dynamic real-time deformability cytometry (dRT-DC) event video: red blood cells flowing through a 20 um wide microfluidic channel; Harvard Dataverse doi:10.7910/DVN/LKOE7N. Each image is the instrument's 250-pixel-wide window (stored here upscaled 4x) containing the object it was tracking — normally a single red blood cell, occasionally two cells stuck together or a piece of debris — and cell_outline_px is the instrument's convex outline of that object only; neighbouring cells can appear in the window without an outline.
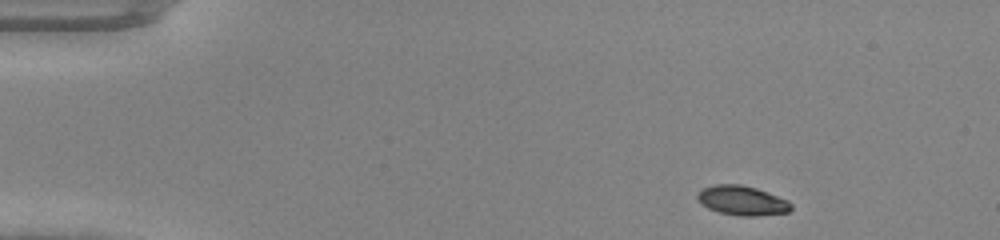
{"species": "common noctule bat (a hibernating species)", "species_latin": "Nyctalus noctula", "temperature_condition": "warm", "stored_images_in_passage": 43, "camera_frame_rate_fps": 3000, "um_per_image_px": 0.085, "animal": {"sex": "male", "body_mass_g": 20.0, "forearm_length_mm": 53.3}, "frame": {"image": 1, "passage_image": 1, "time_ms": 0.0, "image_size_px": [1000, 240], "cell_outline_px": [[792, 208], [788, 212], [756, 216], [740, 216], [720, 212], [708, 208], [700, 204], [696, 200], [696, 192], [700, 188], [716, 184], [740, 184], [756, 188], [768, 192], [788, 200], [792, 204]], "centroid_in_image_um": [63.03, 17.03], "position_along_channel_um": 22.0, "area_um2": 16.36}}
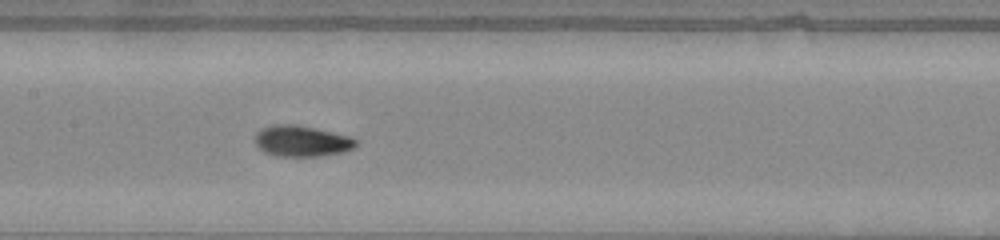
{"frame": {"image": 2, "passage_image": 19, "time_ms": 6.0, "image_size_px": [1000, 240], "cell_outline_px": [[356, 144], [352, 148], [344, 152], [324, 156], [276, 156], [264, 152], [256, 144], [256, 132], [260, 128], [272, 124], [296, 124], [332, 132], [348, 136], [356, 140]], "centroid_in_image_um": [25.61, 11.99], "position_along_channel_um": 181.8, "area_um2": 18.21}}
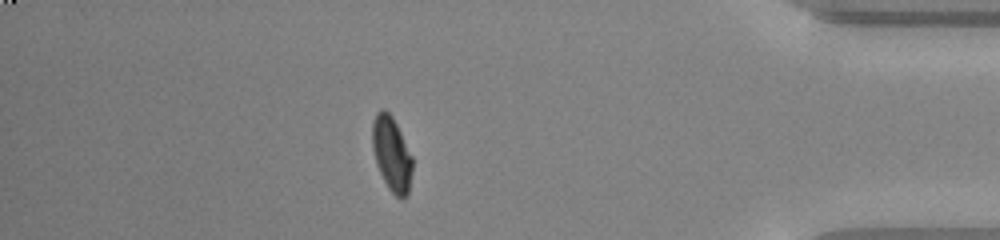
{"frame": {"image": 3, "passage_image": 37, "time_ms": 12.0, "image_size_px": [1000, 240], "cell_outline_px": [[412, 172], [408, 196], [400, 200], [388, 188], [376, 164], [372, 148], [372, 120], [376, 112], [380, 108], [384, 108], [392, 116], [412, 156]], "centroid_in_image_um": [33.28, 13.09], "position_along_channel_um": 401.9, "area_um2": 17.57}}